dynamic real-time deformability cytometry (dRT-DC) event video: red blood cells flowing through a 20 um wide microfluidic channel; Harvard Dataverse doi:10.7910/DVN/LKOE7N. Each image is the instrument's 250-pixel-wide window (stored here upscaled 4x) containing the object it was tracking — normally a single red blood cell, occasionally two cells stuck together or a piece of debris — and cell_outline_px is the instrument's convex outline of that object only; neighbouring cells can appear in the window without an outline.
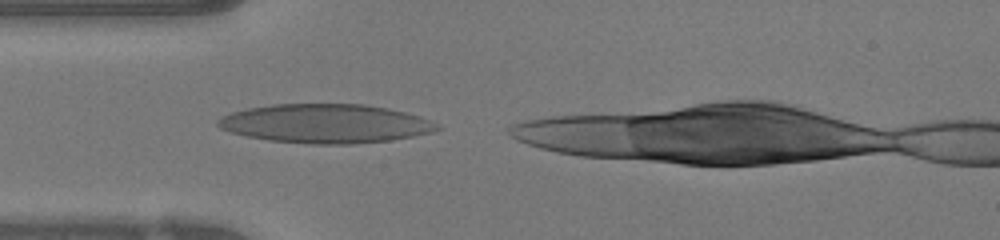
{"species": "human", "species_latin": "Homo sapiens", "temperature_condition": "warm", "stored_images_in_passage": 27, "camera_frame_rate_fps": 3000, "um_per_image_px": 0.085, "donor": {"sex": "female"}, "frame": {"image": 1, "passage_image": 1, "time_ms": 0.0, "image_size_px": [1000, 240], "cell_outline_px": [[444, 128], [432, 132], [392, 140], [352, 144], [312, 144], [268, 140], [244, 136], [220, 128], [216, 124], [216, 120], [232, 112], [248, 108], [272, 104], [364, 104], [388, 108], [420, 116], [432, 120], [440, 124]], "centroid_in_image_um": [27.7, 10.5], "position_along_channel_um": 57.3, "area_um2": 50.0}}
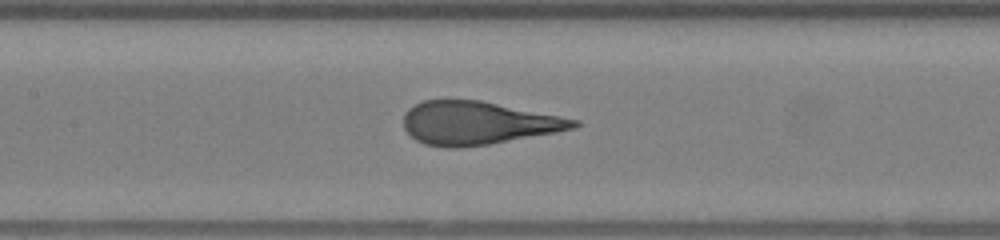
{"frame": {"image": 2, "passage_image": 9, "time_ms": 2.667, "image_size_px": [1000, 240], "cell_outline_px": [[580, 124], [576, 128], [556, 132], [488, 144], [460, 148], [444, 148], [424, 144], [416, 140], [404, 128], [404, 112], [408, 108], [424, 100], [480, 100], [580, 120]], "centroid_in_image_um": [40.6, 10.46], "position_along_channel_um": 166.8, "area_um2": 42.66}}
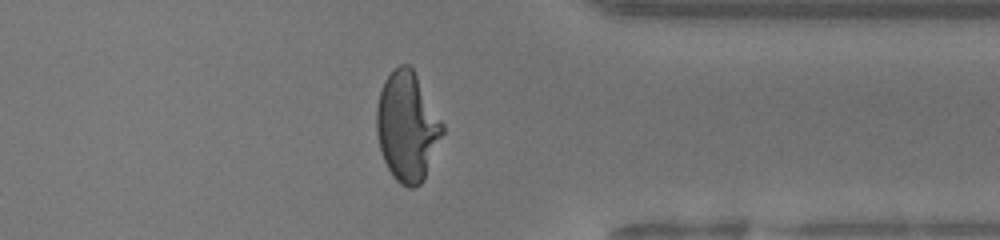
{"frame": {"image": 3, "passage_image": 25, "time_ms": 8.0, "image_size_px": [1000, 240], "cell_outline_px": [[444, 132], [424, 180], [416, 188], [408, 188], [400, 184], [392, 176], [384, 160], [380, 148], [376, 132], [376, 108], [380, 92], [384, 80], [400, 64], [408, 64], [412, 68], [444, 124]], "centroid_in_image_um": [34.61, 10.79], "position_along_channel_um": 376.8, "area_um2": 41.91}}